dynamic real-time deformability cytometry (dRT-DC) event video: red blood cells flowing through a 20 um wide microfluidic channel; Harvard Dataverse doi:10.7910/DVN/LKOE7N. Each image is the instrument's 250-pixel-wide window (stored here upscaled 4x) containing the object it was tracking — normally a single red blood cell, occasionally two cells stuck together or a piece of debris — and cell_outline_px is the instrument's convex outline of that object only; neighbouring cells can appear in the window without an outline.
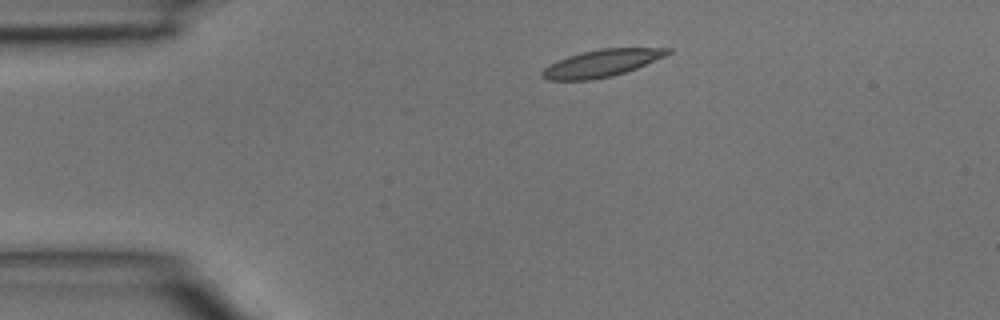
{"species": "common noctule bat (a hibernating species)", "species_latin": "Nyctalus noctula", "temperature_condition": "room temperature", "stored_images_in_passage": 2, "camera_frame_rate_fps": 3000, "um_per_image_px": 0.085, "animal": {"sex": "male", "body_mass_g": 15.6}, "frame": {"image": 1, "passage_image": 1, "time_ms": 0.0, "image_size_px": [1000, 320], "cell_outline_px": [[672, 52], [664, 56], [636, 68], [612, 76], [592, 80], [548, 80], [540, 76], [540, 72], [544, 68], [568, 56], [600, 48], [672, 48]], "centroid_in_image_um": [51.13, 5.38], "position_along_channel_um": 33.9, "area_um2": 19.59}}